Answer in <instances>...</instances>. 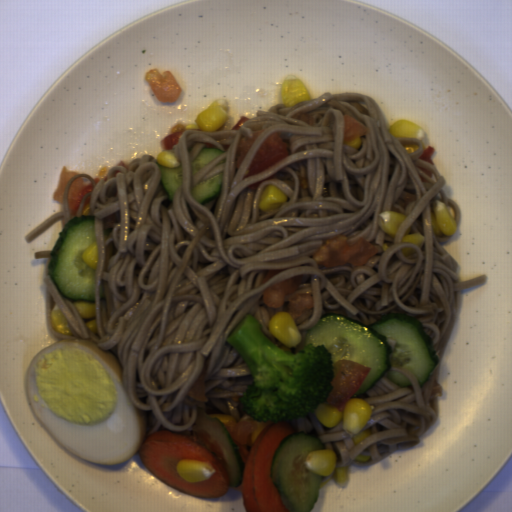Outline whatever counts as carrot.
Instances as JSON below:
<instances>
[{
	"label": "carrot",
	"instance_id": "1",
	"mask_svg": "<svg viewBox=\"0 0 512 512\" xmlns=\"http://www.w3.org/2000/svg\"><path fill=\"white\" fill-rule=\"evenodd\" d=\"M137 454L148 472L187 496L219 498L231 484L228 466L216 459L206 446L183 434L163 430L153 432L144 438ZM182 459L207 462L214 467L215 473L203 481L187 482L175 468Z\"/></svg>",
	"mask_w": 512,
	"mask_h": 512
},
{
	"label": "carrot",
	"instance_id": "2",
	"mask_svg": "<svg viewBox=\"0 0 512 512\" xmlns=\"http://www.w3.org/2000/svg\"><path fill=\"white\" fill-rule=\"evenodd\" d=\"M296 433L287 419L270 423L254 440L249 451L242 479V497L245 512H291L281 502L270 469L278 445L290 434Z\"/></svg>",
	"mask_w": 512,
	"mask_h": 512
}]
</instances>
